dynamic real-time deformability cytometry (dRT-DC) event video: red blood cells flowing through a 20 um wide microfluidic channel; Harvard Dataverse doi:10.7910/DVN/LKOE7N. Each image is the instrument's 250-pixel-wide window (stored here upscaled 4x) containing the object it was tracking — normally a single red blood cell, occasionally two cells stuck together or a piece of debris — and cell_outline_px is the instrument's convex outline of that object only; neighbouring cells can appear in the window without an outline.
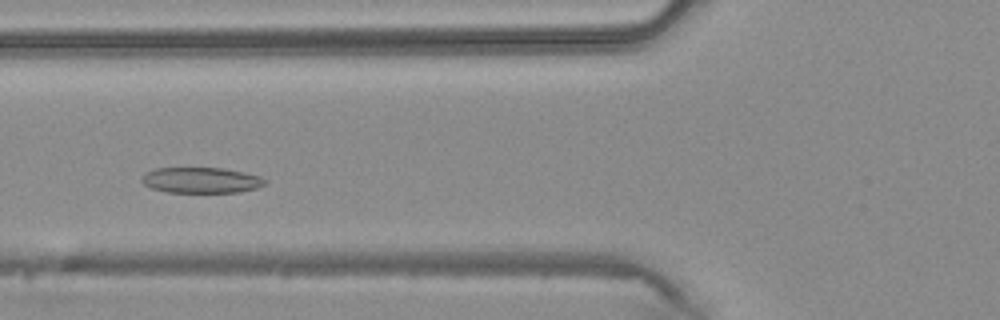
{"species": "common noctule bat (a hibernating species)", "species_latin": "Nyctalus noctula", "temperature_condition": "warm", "stored_images_in_passage": 38, "camera_frame_rate_fps": 3000, "um_per_image_px": 0.085, "animal": {"sex": "male", "body_mass_g": 20.4}, "frame": {"image": 1, "passage_image": 11, "time_ms": 3.333, "image_size_px": [1000, 320], "cell_outline_px": [[268, 180], [264, 184], [256, 188], [240, 192], [164, 192], [152, 188], [144, 184], [140, 180], [144, 172], [156, 168], [224, 168], [244, 172], [260, 176]], "centroid_in_image_um": [17.08, 15.31], "position_along_channel_um": 108.7, "area_um2": 18.55}}
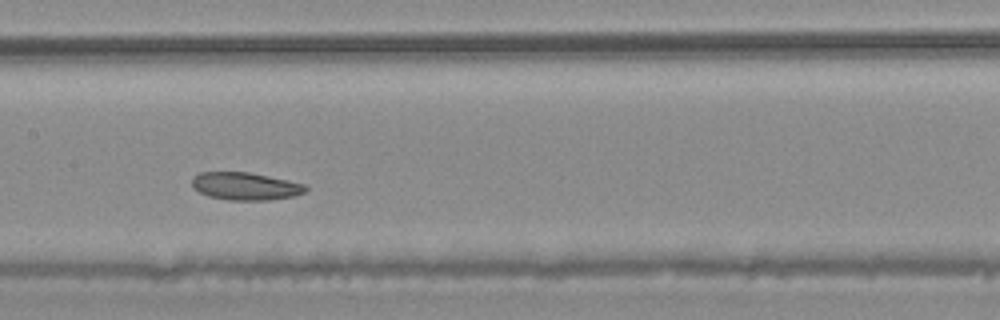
{"frame": {"image": 2, "passage_image": 16, "time_ms": 5.0, "image_size_px": [1000, 320], "cell_outline_px": [[308, 188], [304, 192], [296, 196], [268, 200], [228, 200], [208, 196], [192, 188], [192, 176], [200, 172], [248, 172], [268, 176], [304, 184]], "centroid_in_image_um": [20.83, 15.83], "position_along_channel_um": 186.6, "area_um2": 18.32}}
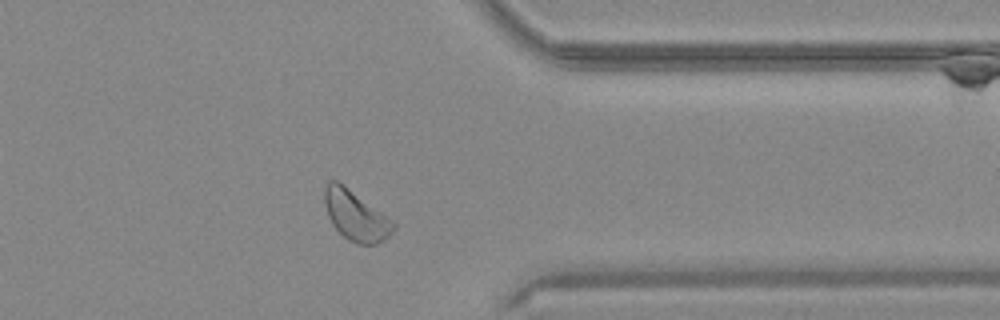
{"frame": {"image": 3, "passage_image": 29, "time_ms": 9.333, "image_size_px": [1000, 320], "cell_outline_px": [[396, 228], [384, 240], [376, 244], [356, 244], [348, 240], [332, 224], [328, 216], [324, 204], [324, 188], [328, 180], [336, 180], [344, 184], [392, 220], [396, 224]], "centroid_in_image_um": [30.22, 18.31], "position_along_channel_um": 381.2, "area_um2": 20.06}}